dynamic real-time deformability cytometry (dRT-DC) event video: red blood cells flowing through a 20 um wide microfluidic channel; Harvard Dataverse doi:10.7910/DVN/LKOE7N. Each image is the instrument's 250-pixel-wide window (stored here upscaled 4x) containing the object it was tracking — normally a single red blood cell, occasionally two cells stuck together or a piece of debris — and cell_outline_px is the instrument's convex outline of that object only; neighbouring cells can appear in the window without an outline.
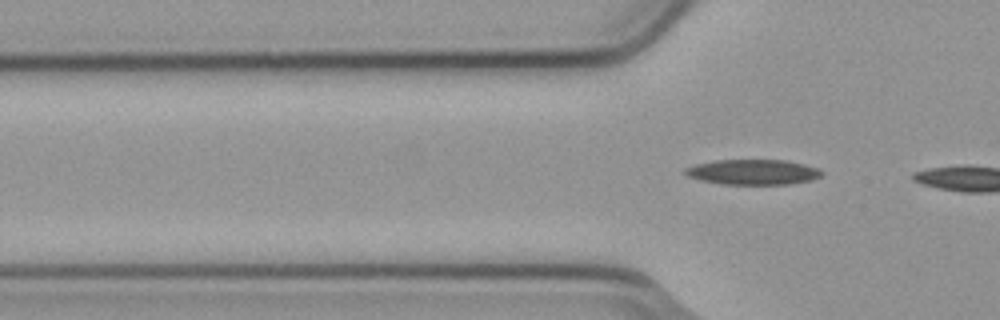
{"species": "common noctule bat (a hibernating species)", "species_latin": "Nyctalus noctula", "temperature_condition": "cold", "stored_images_in_passage": 5, "segment_of_instrument_passage": [2, 2], "camera_frame_rate_fps": 3000, "um_per_image_px": 0.085, "animal": {"sex": "male", "body_mass_g": 23.1, "forearm_length_mm": 52.7}, "frame": {"image": 1, "passage_image": 5, "time_ms": 1.333, "image_size_px": [1000, 320], "cell_outline_px": [[824, 172], [820, 176], [812, 180], [788, 184], [720, 184], [700, 180], [688, 176], [680, 172], [684, 168], [696, 164], [716, 160], [788, 160], [820, 168]], "centroid_in_image_um": [63.99, 14.62], "position_along_channel_um": 61.8, "area_um2": 20.29}}